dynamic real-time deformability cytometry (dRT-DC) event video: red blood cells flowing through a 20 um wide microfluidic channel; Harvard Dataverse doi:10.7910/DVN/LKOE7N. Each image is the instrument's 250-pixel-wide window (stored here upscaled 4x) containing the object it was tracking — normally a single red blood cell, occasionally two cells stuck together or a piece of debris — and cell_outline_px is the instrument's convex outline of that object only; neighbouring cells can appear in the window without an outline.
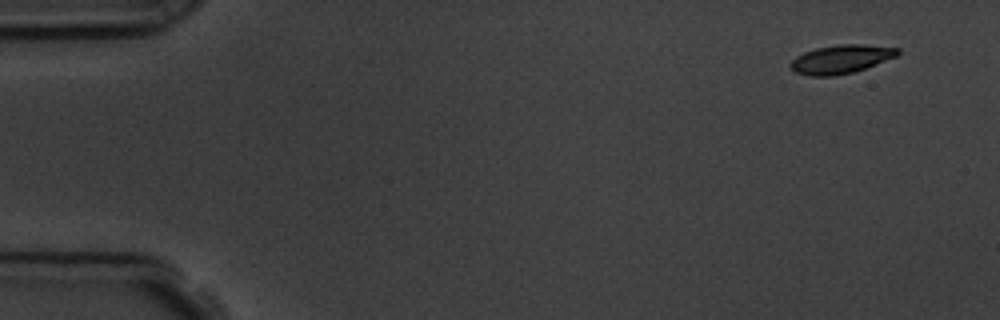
{"species": "common noctule bat (a hibernating species)", "species_latin": "Nyctalus noctula", "temperature_condition": "room temperature", "stored_images_in_passage": 11, "camera_frame_rate_fps": 3000, "um_per_image_px": 0.085, "animal": {"sex": "male", "body_mass_g": 19.5, "forearm_length_mm": 54.6}, "frame": {"image": 1, "passage_image": 1, "time_ms": 0.0, "image_size_px": [1000, 320], "cell_outline_px": [[900, 52], [896, 56], [864, 68], [852, 72], [832, 76], [812, 76], [796, 72], [788, 64], [796, 56], [804, 52], [816, 48], [840, 44], [864, 44], [900, 48]], "centroid_in_image_um": [71.47, 5.01], "position_along_channel_um": 13.5, "area_um2": 17.63}}
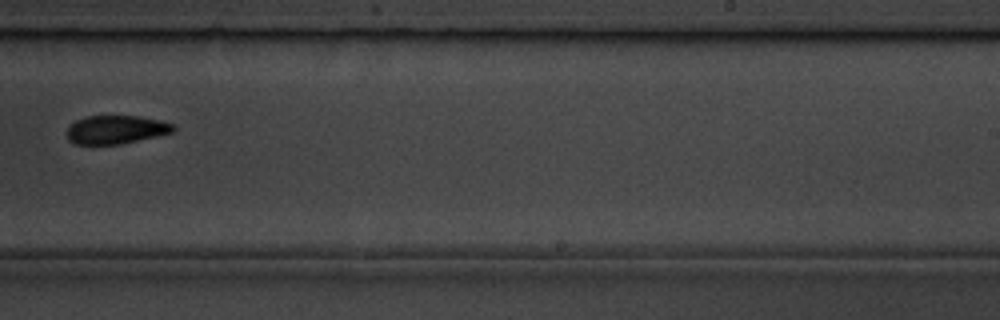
{"frame": {"image": 2, "passage_image": 10, "time_ms": 10.333, "image_size_px": [1000, 320], "cell_outline_px": [[176, 128], [172, 132], [156, 136], [120, 144], [76, 144], [68, 140], [64, 132], [76, 120], [84, 116], [140, 116], [160, 120], [172, 124]], "centroid_in_image_um": [9.81, 11.01], "position_along_channel_um": 279.2, "area_um2": 17.63}}
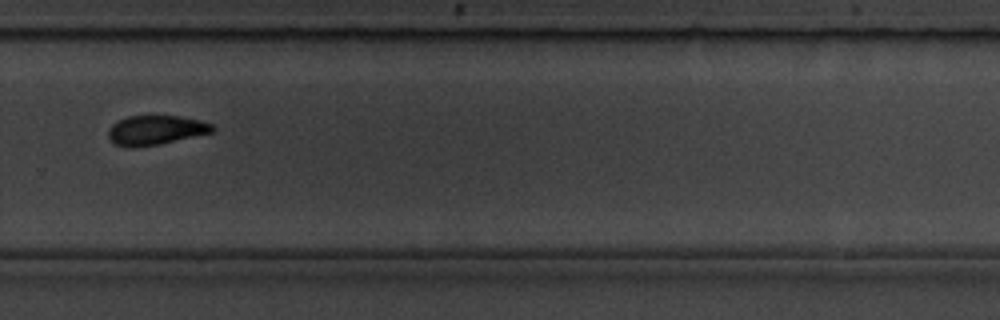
{"frame": {"image": 3, "passage_image": 11, "time_ms": 11.333, "image_size_px": [1000, 320], "cell_outline_px": [[216, 128], [212, 132], [160, 144], [132, 148], [128, 148], [112, 144], [108, 140], [108, 128], [112, 124], [128, 116], [180, 116], [200, 120], [212, 124]], "centroid_in_image_um": [13.18, 11.07], "position_along_channel_um": 316.6, "area_um2": 18.03}}